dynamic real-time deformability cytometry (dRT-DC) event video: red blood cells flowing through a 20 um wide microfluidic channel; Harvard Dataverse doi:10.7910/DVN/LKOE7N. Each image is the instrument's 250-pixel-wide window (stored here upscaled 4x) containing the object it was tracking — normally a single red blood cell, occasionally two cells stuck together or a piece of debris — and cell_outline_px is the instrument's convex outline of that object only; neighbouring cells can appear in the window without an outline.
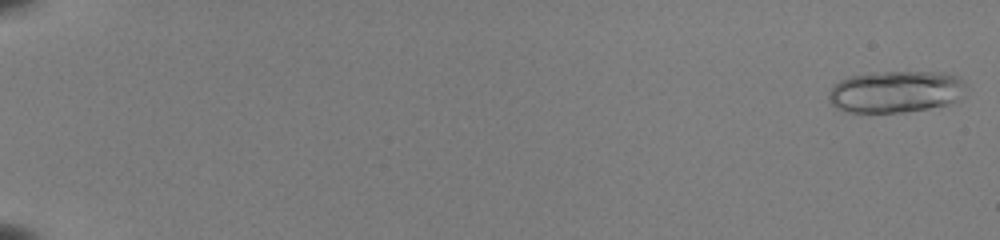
{"species": "common noctule bat (a hibernating species)", "species_latin": "Nyctalus noctula", "temperature_condition": "room temperature", "stored_images_in_passage": 10, "camera_frame_rate_fps": 3000, "um_per_image_px": 0.085, "animal": {"sex": "female", "body_mass_g": 22.0, "forearm_length_mm": 56.7}, "frame": {"image": 1, "passage_image": 2, "time_ms": 0.333, "image_size_px": [1000, 240], "cell_outline_px": [[968, 88], [956, 100], [948, 104], [928, 108], [904, 112], [848, 112], [836, 108], [828, 100], [828, 96], [832, 88], [840, 80], [848, 76], [884, 72], [940, 72], [960, 76], [964, 80]], "centroid_in_image_um": [76.17, 7.79], "position_along_channel_um": 8.8, "area_um2": 33.52}}